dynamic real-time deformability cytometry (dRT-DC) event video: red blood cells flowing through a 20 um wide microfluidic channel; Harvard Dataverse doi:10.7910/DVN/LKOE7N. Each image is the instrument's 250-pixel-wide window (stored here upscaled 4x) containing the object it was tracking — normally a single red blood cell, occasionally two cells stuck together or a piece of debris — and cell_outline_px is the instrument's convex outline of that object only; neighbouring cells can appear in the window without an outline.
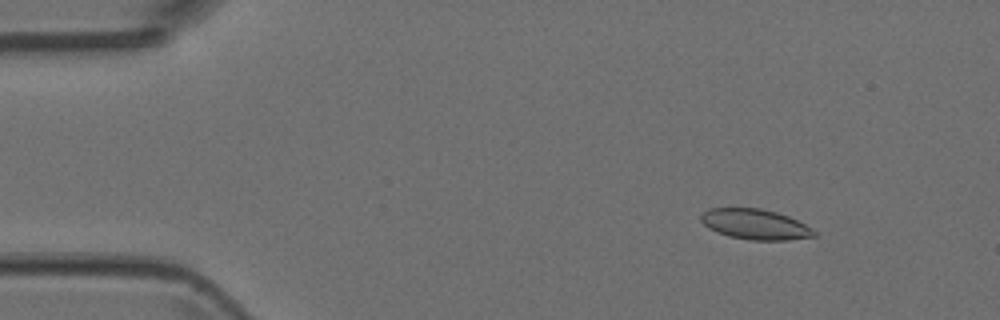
{"species": "Egyptian fruit bat (a non-hibernating species)", "species_latin": "Rousettus aegyptiacus", "temperature_condition": "room temperature", "stored_images_in_passage": 4, "camera_frame_rate_fps": 3000, "um_per_image_px": 0.085, "animal": {"sex": "female"}, "frame": {"image": 1, "passage_image": 2, "time_ms": 0.333, "image_size_px": [1000, 320], "cell_outline_px": [[816, 236], [788, 240], [748, 240], [728, 236], [716, 232], [708, 228], [700, 220], [700, 216], [708, 208], [760, 208], [776, 212], [788, 216], [812, 228], [816, 232]], "centroid_in_image_um": [64.17, 19.07], "position_along_channel_um": 20.8, "area_um2": 20.06}}